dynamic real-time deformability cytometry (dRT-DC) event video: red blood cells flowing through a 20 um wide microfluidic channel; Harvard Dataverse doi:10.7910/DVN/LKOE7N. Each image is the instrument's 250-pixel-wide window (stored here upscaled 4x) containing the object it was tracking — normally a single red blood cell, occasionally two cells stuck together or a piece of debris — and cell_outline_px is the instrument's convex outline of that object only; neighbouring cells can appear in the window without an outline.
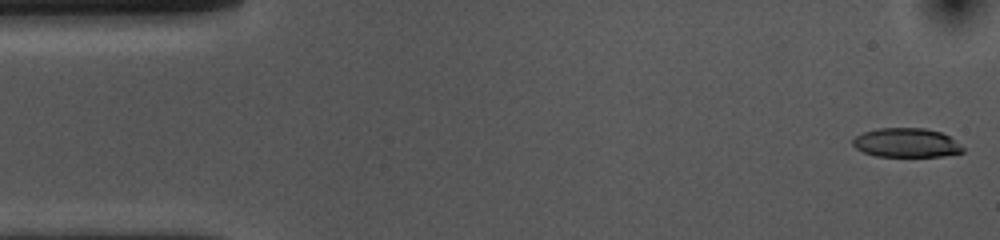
{"species": "common noctule bat (a hibernating species)", "species_latin": "Nyctalus noctula", "temperature_condition": "cold", "stored_images_in_passage": 53, "camera_frame_rate_fps": 3000, "um_per_image_px": 0.085, "animal": {"sex": "female", "body_mass_g": 10.0, "forearm_length_mm": 53.1}, "frame": {"image": 1, "passage_image": 1, "time_ms": 0.0, "image_size_px": [1000, 240], "cell_outline_px": [[964, 152], [940, 156], [876, 156], [864, 152], [856, 148], [852, 144], [852, 140], [856, 136], [864, 132], [880, 128], [924, 128], [940, 132], [948, 136], [964, 148]], "centroid_in_image_um": [77.02, 12.13], "position_along_channel_um": 8.0, "area_um2": 18.44}}
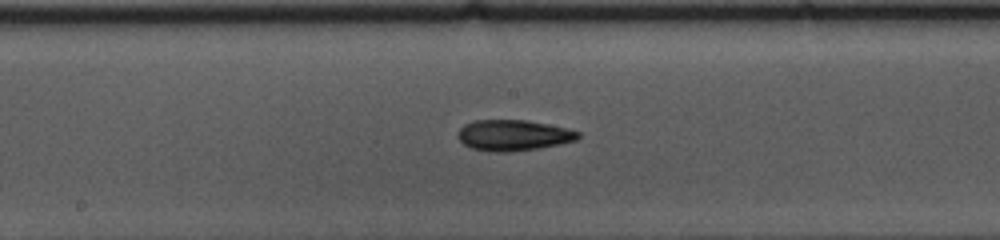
{"frame": {"image": 2, "passage_image": 26, "time_ms": 8.333, "image_size_px": [1000, 240], "cell_outline_px": [[580, 136], [576, 140], [560, 144], [536, 148], [504, 152], [492, 152], [472, 148], [464, 144], [456, 136], [460, 128], [464, 124], [476, 120], [528, 120], [568, 128], [580, 132]], "centroid_in_image_um": [43.63, 11.49], "position_along_channel_um": 204.6, "area_um2": 21.56}}
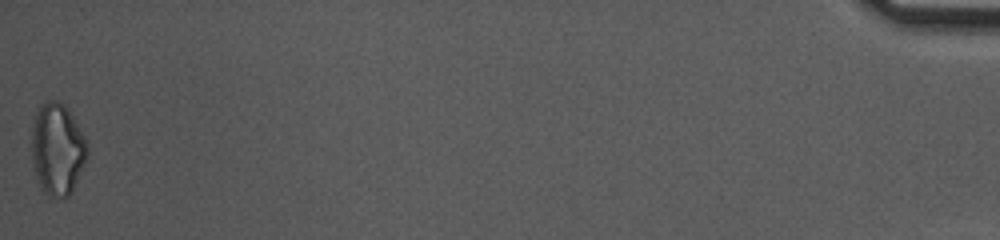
{"frame": {"image": 3, "passage_image": 53, "time_ms": 17.333, "image_size_px": [1000, 240], "cell_outline_px": [[88, 156], [72, 192], [68, 196], [48, 196], [40, 188], [32, 164], [32, 128], [40, 104], [48, 100], [56, 100], [64, 104], [88, 140]], "centroid_in_image_um": [4.89, 12.68], "position_along_channel_um": 430.3, "area_um2": 29.88}, "authors_computed_cell_mechanics": {"area_um2": 20.8658, "velocity_mm_per_s": 3.6706, "shape_relaxation_time_tau1_ms": 6.6486, "shape_relaxation_time_tau2_ms": 10.0787, "deformation_change_tau1": 0.1428, "deformation_change_tau2": 0.2182}}